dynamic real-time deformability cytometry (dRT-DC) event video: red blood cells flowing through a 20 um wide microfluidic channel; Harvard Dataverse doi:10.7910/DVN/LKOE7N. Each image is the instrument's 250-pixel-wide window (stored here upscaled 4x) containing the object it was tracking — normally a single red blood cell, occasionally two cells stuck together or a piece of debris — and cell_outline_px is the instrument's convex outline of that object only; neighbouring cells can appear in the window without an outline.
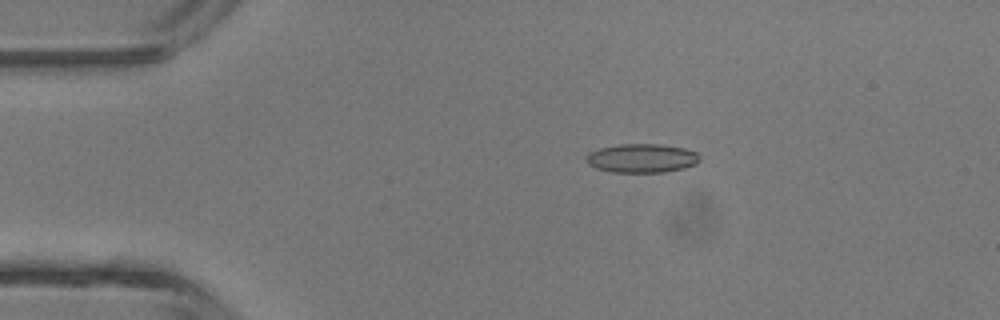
{"species": "common noctule bat (a hibernating species)", "species_latin": "Nyctalus noctula", "temperature_condition": "room temperature", "stored_images_in_passage": 3, "camera_frame_rate_fps": 3000, "um_per_image_px": 0.085, "animal": {"sex": "male", "body_mass_g": 13.3}, "frame": {"image": 1, "passage_image": 2, "time_ms": 1.0, "image_size_px": [1000, 320], "cell_outline_px": [[700, 160], [696, 164], [684, 168], [664, 172], [612, 172], [596, 168], [588, 164], [584, 160], [584, 156], [588, 152], [600, 148], [620, 144], [660, 144], [684, 148], [696, 152], [700, 156]], "centroid_in_image_um": [54.52, 13.44], "position_along_channel_um": 30.5, "area_um2": 19.25}}